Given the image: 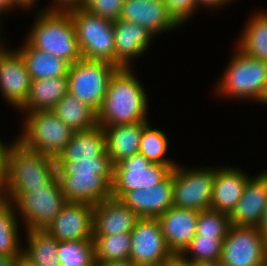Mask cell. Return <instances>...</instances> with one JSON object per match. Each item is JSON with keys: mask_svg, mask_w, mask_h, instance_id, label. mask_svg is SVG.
<instances>
[{"mask_svg": "<svg viewBox=\"0 0 267 266\" xmlns=\"http://www.w3.org/2000/svg\"><path fill=\"white\" fill-rule=\"evenodd\" d=\"M57 176L56 158L26 148L16 139L9 145L2 178L4 200L44 189Z\"/></svg>", "mask_w": 267, "mask_h": 266, "instance_id": "6da1fadb", "label": "cell"}, {"mask_svg": "<svg viewBox=\"0 0 267 266\" xmlns=\"http://www.w3.org/2000/svg\"><path fill=\"white\" fill-rule=\"evenodd\" d=\"M132 70V67L118 68L110 78L106 96L97 111L98 126L105 128L149 121L148 95Z\"/></svg>", "mask_w": 267, "mask_h": 266, "instance_id": "7a4b0ae2", "label": "cell"}, {"mask_svg": "<svg viewBox=\"0 0 267 266\" xmlns=\"http://www.w3.org/2000/svg\"><path fill=\"white\" fill-rule=\"evenodd\" d=\"M26 42L34 48L66 60L70 65L82 56L69 12L36 10Z\"/></svg>", "mask_w": 267, "mask_h": 266, "instance_id": "3957f363", "label": "cell"}, {"mask_svg": "<svg viewBox=\"0 0 267 266\" xmlns=\"http://www.w3.org/2000/svg\"><path fill=\"white\" fill-rule=\"evenodd\" d=\"M222 76L215 93L228 99L262 102L267 92V62L244 54L238 47ZM221 94V95H220Z\"/></svg>", "mask_w": 267, "mask_h": 266, "instance_id": "277c9868", "label": "cell"}, {"mask_svg": "<svg viewBox=\"0 0 267 266\" xmlns=\"http://www.w3.org/2000/svg\"><path fill=\"white\" fill-rule=\"evenodd\" d=\"M68 12L82 58L115 65L113 21L91 14L83 7Z\"/></svg>", "mask_w": 267, "mask_h": 266, "instance_id": "5b68a950", "label": "cell"}, {"mask_svg": "<svg viewBox=\"0 0 267 266\" xmlns=\"http://www.w3.org/2000/svg\"><path fill=\"white\" fill-rule=\"evenodd\" d=\"M25 114L23 131L17 140L30 150L57 158L70 142L75 131L51 110Z\"/></svg>", "mask_w": 267, "mask_h": 266, "instance_id": "8992f818", "label": "cell"}, {"mask_svg": "<svg viewBox=\"0 0 267 266\" xmlns=\"http://www.w3.org/2000/svg\"><path fill=\"white\" fill-rule=\"evenodd\" d=\"M67 203L56 176L44 189L22 193L12 204L24 230H45Z\"/></svg>", "mask_w": 267, "mask_h": 266, "instance_id": "52a82bcc", "label": "cell"}, {"mask_svg": "<svg viewBox=\"0 0 267 266\" xmlns=\"http://www.w3.org/2000/svg\"><path fill=\"white\" fill-rule=\"evenodd\" d=\"M117 69L108 62L81 58L69 67L68 93L97 112L106 96L110 78Z\"/></svg>", "mask_w": 267, "mask_h": 266, "instance_id": "ba28073f", "label": "cell"}, {"mask_svg": "<svg viewBox=\"0 0 267 266\" xmlns=\"http://www.w3.org/2000/svg\"><path fill=\"white\" fill-rule=\"evenodd\" d=\"M214 179L215 168L211 166L189 169L178 164L173 169V206L197 211L210 209Z\"/></svg>", "mask_w": 267, "mask_h": 266, "instance_id": "9c48e42d", "label": "cell"}, {"mask_svg": "<svg viewBox=\"0 0 267 266\" xmlns=\"http://www.w3.org/2000/svg\"><path fill=\"white\" fill-rule=\"evenodd\" d=\"M222 266H266L267 239L257 227L228 228L222 245Z\"/></svg>", "mask_w": 267, "mask_h": 266, "instance_id": "30bf717a", "label": "cell"}, {"mask_svg": "<svg viewBox=\"0 0 267 266\" xmlns=\"http://www.w3.org/2000/svg\"><path fill=\"white\" fill-rule=\"evenodd\" d=\"M176 166L151 163L136 154L113 166L111 197L120 199L126 192L147 189L162 182Z\"/></svg>", "mask_w": 267, "mask_h": 266, "instance_id": "8fae6325", "label": "cell"}, {"mask_svg": "<svg viewBox=\"0 0 267 266\" xmlns=\"http://www.w3.org/2000/svg\"><path fill=\"white\" fill-rule=\"evenodd\" d=\"M131 239L129 259L138 266H161L173 255L157 218H139Z\"/></svg>", "mask_w": 267, "mask_h": 266, "instance_id": "7c38bea8", "label": "cell"}, {"mask_svg": "<svg viewBox=\"0 0 267 266\" xmlns=\"http://www.w3.org/2000/svg\"><path fill=\"white\" fill-rule=\"evenodd\" d=\"M4 42L0 39V91L6 103L19 110L28 98L32 80L20 52L5 48Z\"/></svg>", "mask_w": 267, "mask_h": 266, "instance_id": "4fadbf2b", "label": "cell"}, {"mask_svg": "<svg viewBox=\"0 0 267 266\" xmlns=\"http://www.w3.org/2000/svg\"><path fill=\"white\" fill-rule=\"evenodd\" d=\"M94 205L68 202L45 229L58 241L93 240Z\"/></svg>", "mask_w": 267, "mask_h": 266, "instance_id": "5bb4252c", "label": "cell"}, {"mask_svg": "<svg viewBox=\"0 0 267 266\" xmlns=\"http://www.w3.org/2000/svg\"><path fill=\"white\" fill-rule=\"evenodd\" d=\"M67 202L96 205L111 197L113 175L94 173L57 174Z\"/></svg>", "mask_w": 267, "mask_h": 266, "instance_id": "9a60e30c", "label": "cell"}, {"mask_svg": "<svg viewBox=\"0 0 267 266\" xmlns=\"http://www.w3.org/2000/svg\"><path fill=\"white\" fill-rule=\"evenodd\" d=\"M119 19L138 23L154 36L181 26L163 0H125Z\"/></svg>", "mask_w": 267, "mask_h": 266, "instance_id": "2e32d148", "label": "cell"}, {"mask_svg": "<svg viewBox=\"0 0 267 266\" xmlns=\"http://www.w3.org/2000/svg\"><path fill=\"white\" fill-rule=\"evenodd\" d=\"M173 170L160 183L126 192L120 200L140 218H157L173 206Z\"/></svg>", "mask_w": 267, "mask_h": 266, "instance_id": "e0dca14e", "label": "cell"}, {"mask_svg": "<svg viewBox=\"0 0 267 266\" xmlns=\"http://www.w3.org/2000/svg\"><path fill=\"white\" fill-rule=\"evenodd\" d=\"M267 206V170L250 177L235 209L229 215L234 226L257 227Z\"/></svg>", "mask_w": 267, "mask_h": 266, "instance_id": "ac0fdd59", "label": "cell"}, {"mask_svg": "<svg viewBox=\"0 0 267 266\" xmlns=\"http://www.w3.org/2000/svg\"><path fill=\"white\" fill-rule=\"evenodd\" d=\"M115 36V66L118 68L134 67L132 60L143 56L151 46L152 35L138 23L118 19L113 21ZM135 58V59H134Z\"/></svg>", "mask_w": 267, "mask_h": 266, "instance_id": "d6986e66", "label": "cell"}, {"mask_svg": "<svg viewBox=\"0 0 267 266\" xmlns=\"http://www.w3.org/2000/svg\"><path fill=\"white\" fill-rule=\"evenodd\" d=\"M199 211L172 206L157 217L173 254H181L196 235Z\"/></svg>", "mask_w": 267, "mask_h": 266, "instance_id": "ffe728a7", "label": "cell"}, {"mask_svg": "<svg viewBox=\"0 0 267 266\" xmlns=\"http://www.w3.org/2000/svg\"><path fill=\"white\" fill-rule=\"evenodd\" d=\"M139 218L120 199L109 197L94 206L93 235L131 233Z\"/></svg>", "mask_w": 267, "mask_h": 266, "instance_id": "44dd1931", "label": "cell"}, {"mask_svg": "<svg viewBox=\"0 0 267 266\" xmlns=\"http://www.w3.org/2000/svg\"><path fill=\"white\" fill-rule=\"evenodd\" d=\"M235 167L215 168V179L210 209L231 214L240 200L244 187L250 178L247 173Z\"/></svg>", "mask_w": 267, "mask_h": 266, "instance_id": "7402d4cb", "label": "cell"}, {"mask_svg": "<svg viewBox=\"0 0 267 266\" xmlns=\"http://www.w3.org/2000/svg\"><path fill=\"white\" fill-rule=\"evenodd\" d=\"M148 121L132 124L106 126L107 153L113 166L133 155L139 154L140 138Z\"/></svg>", "mask_w": 267, "mask_h": 266, "instance_id": "603a6c76", "label": "cell"}, {"mask_svg": "<svg viewBox=\"0 0 267 266\" xmlns=\"http://www.w3.org/2000/svg\"><path fill=\"white\" fill-rule=\"evenodd\" d=\"M94 157H109L104 129L98 125L90 130L75 131L56 161H79Z\"/></svg>", "mask_w": 267, "mask_h": 266, "instance_id": "cb8c5ba5", "label": "cell"}, {"mask_svg": "<svg viewBox=\"0 0 267 266\" xmlns=\"http://www.w3.org/2000/svg\"><path fill=\"white\" fill-rule=\"evenodd\" d=\"M67 93V76L32 80L28 98L19 110L21 113L52 110Z\"/></svg>", "mask_w": 267, "mask_h": 266, "instance_id": "d4e9b609", "label": "cell"}, {"mask_svg": "<svg viewBox=\"0 0 267 266\" xmlns=\"http://www.w3.org/2000/svg\"><path fill=\"white\" fill-rule=\"evenodd\" d=\"M20 52L31 80L67 76L70 64L55 55L31 47L26 41Z\"/></svg>", "mask_w": 267, "mask_h": 266, "instance_id": "484cf974", "label": "cell"}, {"mask_svg": "<svg viewBox=\"0 0 267 266\" xmlns=\"http://www.w3.org/2000/svg\"><path fill=\"white\" fill-rule=\"evenodd\" d=\"M25 232L27 246L22 250L24 261L30 266H61L57 256L58 240L45 230Z\"/></svg>", "mask_w": 267, "mask_h": 266, "instance_id": "4316f807", "label": "cell"}, {"mask_svg": "<svg viewBox=\"0 0 267 266\" xmlns=\"http://www.w3.org/2000/svg\"><path fill=\"white\" fill-rule=\"evenodd\" d=\"M51 111L74 131H86L97 126V112L69 93Z\"/></svg>", "mask_w": 267, "mask_h": 266, "instance_id": "83f0119b", "label": "cell"}, {"mask_svg": "<svg viewBox=\"0 0 267 266\" xmlns=\"http://www.w3.org/2000/svg\"><path fill=\"white\" fill-rule=\"evenodd\" d=\"M246 23L237 47L246 55L267 62V13L257 12Z\"/></svg>", "mask_w": 267, "mask_h": 266, "instance_id": "f1b7e54d", "label": "cell"}, {"mask_svg": "<svg viewBox=\"0 0 267 266\" xmlns=\"http://www.w3.org/2000/svg\"><path fill=\"white\" fill-rule=\"evenodd\" d=\"M19 219L12 202L4 200L0 203V254L22 255Z\"/></svg>", "mask_w": 267, "mask_h": 266, "instance_id": "f546056e", "label": "cell"}, {"mask_svg": "<svg viewBox=\"0 0 267 266\" xmlns=\"http://www.w3.org/2000/svg\"><path fill=\"white\" fill-rule=\"evenodd\" d=\"M131 240V233L93 235L95 262L129 259Z\"/></svg>", "mask_w": 267, "mask_h": 266, "instance_id": "4dcf8cb0", "label": "cell"}, {"mask_svg": "<svg viewBox=\"0 0 267 266\" xmlns=\"http://www.w3.org/2000/svg\"><path fill=\"white\" fill-rule=\"evenodd\" d=\"M169 139L164 131L151 128L147 125L140 138L139 154L147 158L151 163H157L166 166H177V163L166 158V152L169 147Z\"/></svg>", "mask_w": 267, "mask_h": 266, "instance_id": "1f68e13d", "label": "cell"}, {"mask_svg": "<svg viewBox=\"0 0 267 266\" xmlns=\"http://www.w3.org/2000/svg\"><path fill=\"white\" fill-rule=\"evenodd\" d=\"M58 260L61 266H95L93 240L58 241Z\"/></svg>", "mask_w": 267, "mask_h": 266, "instance_id": "d6a6232c", "label": "cell"}, {"mask_svg": "<svg viewBox=\"0 0 267 266\" xmlns=\"http://www.w3.org/2000/svg\"><path fill=\"white\" fill-rule=\"evenodd\" d=\"M223 241L224 239L195 236L181 255L194 263L220 260Z\"/></svg>", "mask_w": 267, "mask_h": 266, "instance_id": "836d02e7", "label": "cell"}, {"mask_svg": "<svg viewBox=\"0 0 267 266\" xmlns=\"http://www.w3.org/2000/svg\"><path fill=\"white\" fill-rule=\"evenodd\" d=\"M231 226L229 214L211 209L199 211L195 236L225 239Z\"/></svg>", "mask_w": 267, "mask_h": 266, "instance_id": "e575fe53", "label": "cell"}, {"mask_svg": "<svg viewBox=\"0 0 267 266\" xmlns=\"http://www.w3.org/2000/svg\"><path fill=\"white\" fill-rule=\"evenodd\" d=\"M57 174L94 173L113 175L110 157L82 158L79 161H56Z\"/></svg>", "mask_w": 267, "mask_h": 266, "instance_id": "d590c367", "label": "cell"}, {"mask_svg": "<svg viewBox=\"0 0 267 266\" xmlns=\"http://www.w3.org/2000/svg\"><path fill=\"white\" fill-rule=\"evenodd\" d=\"M124 2L125 0H89L83 8L91 14L116 21L121 16Z\"/></svg>", "mask_w": 267, "mask_h": 266, "instance_id": "8d00e7d4", "label": "cell"}, {"mask_svg": "<svg viewBox=\"0 0 267 266\" xmlns=\"http://www.w3.org/2000/svg\"><path fill=\"white\" fill-rule=\"evenodd\" d=\"M173 18L183 26L197 9L196 0H163Z\"/></svg>", "mask_w": 267, "mask_h": 266, "instance_id": "74e56055", "label": "cell"}, {"mask_svg": "<svg viewBox=\"0 0 267 266\" xmlns=\"http://www.w3.org/2000/svg\"><path fill=\"white\" fill-rule=\"evenodd\" d=\"M53 3L50 8L46 7L44 10L68 12L83 7L82 0H54Z\"/></svg>", "mask_w": 267, "mask_h": 266, "instance_id": "f35d334b", "label": "cell"}, {"mask_svg": "<svg viewBox=\"0 0 267 266\" xmlns=\"http://www.w3.org/2000/svg\"><path fill=\"white\" fill-rule=\"evenodd\" d=\"M161 266H194V262L187 260L181 254H173Z\"/></svg>", "mask_w": 267, "mask_h": 266, "instance_id": "ab89813d", "label": "cell"}, {"mask_svg": "<svg viewBox=\"0 0 267 266\" xmlns=\"http://www.w3.org/2000/svg\"><path fill=\"white\" fill-rule=\"evenodd\" d=\"M233 1L232 0H196L197 7L200 5V6H204V8L208 7V9L209 8L211 9V7L212 8L218 7L219 8L223 5H227V4L231 3Z\"/></svg>", "mask_w": 267, "mask_h": 266, "instance_id": "60d3db41", "label": "cell"}, {"mask_svg": "<svg viewBox=\"0 0 267 266\" xmlns=\"http://www.w3.org/2000/svg\"><path fill=\"white\" fill-rule=\"evenodd\" d=\"M8 147L7 144L5 145L3 141H1L0 138V177L3 178L4 173H5V168H6V156L8 152Z\"/></svg>", "mask_w": 267, "mask_h": 266, "instance_id": "b9f144b4", "label": "cell"}, {"mask_svg": "<svg viewBox=\"0 0 267 266\" xmlns=\"http://www.w3.org/2000/svg\"><path fill=\"white\" fill-rule=\"evenodd\" d=\"M20 258H22V255L0 254V266H15L16 261Z\"/></svg>", "mask_w": 267, "mask_h": 266, "instance_id": "7bdbcfd3", "label": "cell"}, {"mask_svg": "<svg viewBox=\"0 0 267 266\" xmlns=\"http://www.w3.org/2000/svg\"><path fill=\"white\" fill-rule=\"evenodd\" d=\"M95 266H138L134 264L130 259L109 261V262H96Z\"/></svg>", "mask_w": 267, "mask_h": 266, "instance_id": "ee69618b", "label": "cell"}, {"mask_svg": "<svg viewBox=\"0 0 267 266\" xmlns=\"http://www.w3.org/2000/svg\"><path fill=\"white\" fill-rule=\"evenodd\" d=\"M38 0H12L15 7L22 8L26 10L32 9Z\"/></svg>", "mask_w": 267, "mask_h": 266, "instance_id": "f6af8a7d", "label": "cell"}, {"mask_svg": "<svg viewBox=\"0 0 267 266\" xmlns=\"http://www.w3.org/2000/svg\"><path fill=\"white\" fill-rule=\"evenodd\" d=\"M257 229L267 239V206L262 214Z\"/></svg>", "mask_w": 267, "mask_h": 266, "instance_id": "bcb514c9", "label": "cell"}, {"mask_svg": "<svg viewBox=\"0 0 267 266\" xmlns=\"http://www.w3.org/2000/svg\"><path fill=\"white\" fill-rule=\"evenodd\" d=\"M13 8L18 9L14 6L12 0H0V18H1V14L3 15L8 11L13 10ZM1 21V20H0Z\"/></svg>", "mask_w": 267, "mask_h": 266, "instance_id": "7dc6e473", "label": "cell"}, {"mask_svg": "<svg viewBox=\"0 0 267 266\" xmlns=\"http://www.w3.org/2000/svg\"><path fill=\"white\" fill-rule=\"evenodd\" d=\"M194 266H222L220 260L194 263Z\"/></svg>", "mask_w": 267, "mask_h": 266, "instance_id": "c3c4849f", "label": "cell"}, {"mask_svg": "<svg viewBox=\"0 0 267 266\" xmlns=\"http://www.w3.org/2000/svg\"><path fill=\"white\" fill-rule=\"evenodd\" d=\"M15 266H30V265L22 258H20L16 261Z\"/></svg>", "mask_w": 267, "mask_h": 266, "instance_id": "681fc988", "label": "cell"}, {"mask_svg": "<svg viewBox=\"0 0 267 266\" xmlns=\"http://www.w3.org/2000/svg\"><path fill=\"white\" fill-rule=\"evenodd\" d=\"M4 201V195H3V182L2 177H0V203Z\"/></svg>", "mask_w": 267, "mask_h": 266, "instance_id": "f907efd6", "label": "cell"}, {"mask_svg": "<svg viewBox=\"0 0 267 266\" xmlns=\"http://www.w3.org/2000/svg\"><path fill=\"white\" fill-rule=\"evenodd\" d=\"M263 103L267 105V92H266L261 104H263Z\"/></svg>", "mask_w": 267, "mask_h": 266, "instance_id": "816d5d0a", "label": "cell"}, {"mask_svg": "<svg viewBox=\"0 0 267 266\" xmlns=\"http://www.w3.org/2000/svg\"><path fill=\"white\" fill-rule=\"evenodd\" d=\"M89 0H82V2H83V7H84V5L88 2Z\"/></svg>", "mask_w": 267, "mask_h": 266, "instance_id": "f5cc1de1", "label": "cell"}]
</instances>
